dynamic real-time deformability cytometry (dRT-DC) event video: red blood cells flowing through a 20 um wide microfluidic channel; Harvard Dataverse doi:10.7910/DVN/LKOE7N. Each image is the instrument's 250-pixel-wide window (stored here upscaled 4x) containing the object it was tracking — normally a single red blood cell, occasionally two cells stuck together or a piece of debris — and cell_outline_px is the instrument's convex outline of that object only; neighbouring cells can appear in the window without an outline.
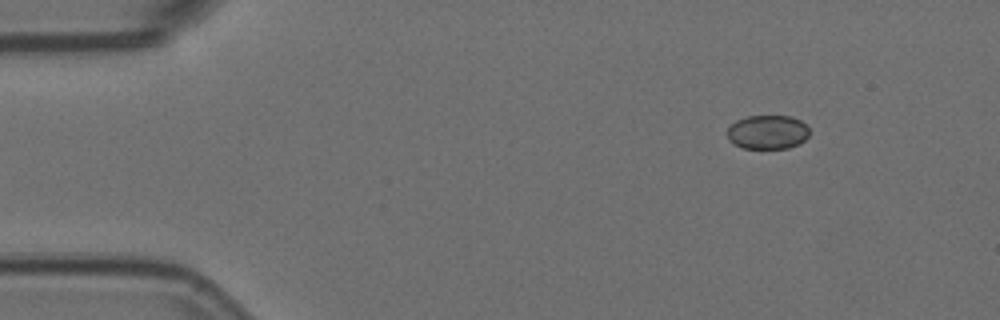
{"species": "Egyptian fruit bat (a non-hibernating species)", "species_latin": "Rousettus aegyptiacus", "temperature_condition": "room temperature", "stored_images_in_passage": 6, "segment_of_instrument_passage": [2, 2], "camera_frame_rate_fps": 3000, "um_per_image_px": 0.085, "animal": {"sex": "female"}, "frame": {"image": 1, "passage_image": 6, "time_ms": 1.667, "image_size_px": [1000, 320], "cell_outline_px": [[808, 136], [800, 144], [788, 148], [740, 148], [732, 144], [728, 140], [728, 128], [736, 120], [748, 116], [792, 116], [808, 124]], "centroid_in_image_um": [65.25, 11.23], "position_along_channel_um": 19.7, "area_um2": 16.47}}